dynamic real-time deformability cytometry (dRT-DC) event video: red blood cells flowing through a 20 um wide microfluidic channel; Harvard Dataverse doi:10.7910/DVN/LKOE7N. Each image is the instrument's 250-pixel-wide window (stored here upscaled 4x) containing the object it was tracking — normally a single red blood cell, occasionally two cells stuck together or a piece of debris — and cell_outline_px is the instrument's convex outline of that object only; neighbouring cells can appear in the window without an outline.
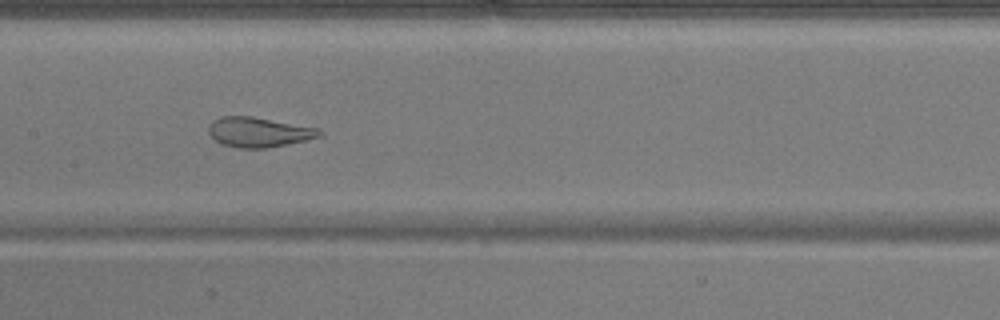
{"species": "common noctule bat (a hibernating species)", "species_latin": "Nyctalus noctula", "temperature_condition": "warm", "stored_images_in_passage": 43, "camera_frame_rate_fps": 3000, "um_per_image_px": 0.085, "animal": {"sex": "male", "body_mass_g": 17.9}, "frame": {"image": 1, "passage_image": 16, "time_ms": 5.0, "image_size_px": [1000, 320], "cell_outline_px": [[324, 136], [264, 148], [240, 148], [220, 144], [208, 132], [208, 128], [220, 116], [252, 116], [320, 128], [324, 132]], "centroid_in_image_um": [22.04, 11.22], "position_along_channel_um": 185.4, "area_um2": 19.19}}
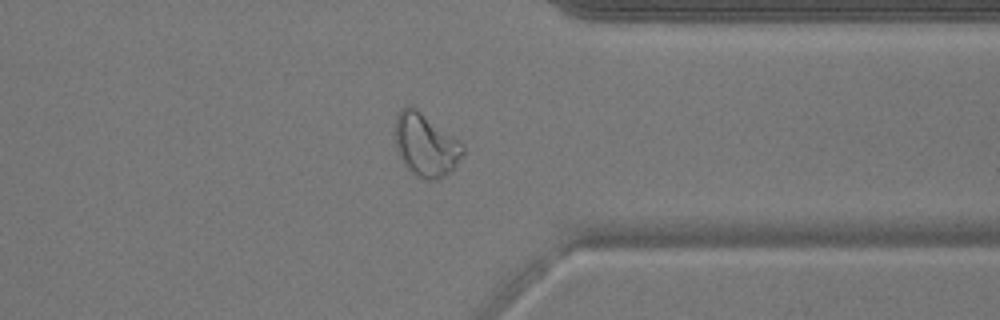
{"frame": {"image": 2, "passage_image": 31, "time_ms": 10.0, "image_size_px": [1000, 320], "cell_outline_px": [[464, 152], [452, 168], [444, 176], [436, 180], [428, 180], [416, 176], [404, 164], [396, 152], [396, 116], [408, 104], [416, 108], [460, 140], [464, 144]], "centroid_in_image_um": [36.18, 12.32], "position_along_channel_um": 375.2, "area_um2": 24.62}}
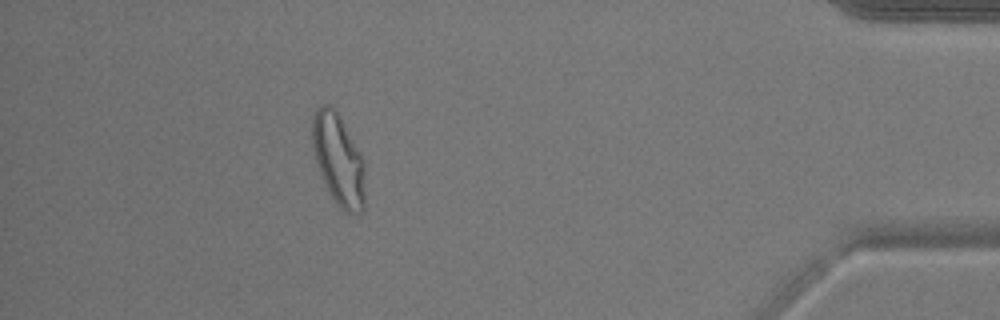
{"frame": {"image": 3, "passage_image": 37, "time_ms": 12.0, "image_size_px": [1000, 320], "cell_outline_px": [[364, 204], [360, 212], [348, 216], [336, 204], [316, 164], [312, 148], [312, 116], [316, 108], [320, 104], [328, 104], [340, 116], [360, 152], [364, 160]], "centroid_in_image_um": [28.75, 13.57], "position_along_channel_um": 406.4, "area_um2": 28.15}, "authors_computed_cell_mechanics": {"area_um2": 23.8714, "velocity_mm_per_s": 3.8966, "shape_relaxation_time_tau1_ms": null, "shape_relaxation_time_tau2_ms": 0.8268, "deformation_change_tau1": null, "deformation_change_tau2": 0.0811}}